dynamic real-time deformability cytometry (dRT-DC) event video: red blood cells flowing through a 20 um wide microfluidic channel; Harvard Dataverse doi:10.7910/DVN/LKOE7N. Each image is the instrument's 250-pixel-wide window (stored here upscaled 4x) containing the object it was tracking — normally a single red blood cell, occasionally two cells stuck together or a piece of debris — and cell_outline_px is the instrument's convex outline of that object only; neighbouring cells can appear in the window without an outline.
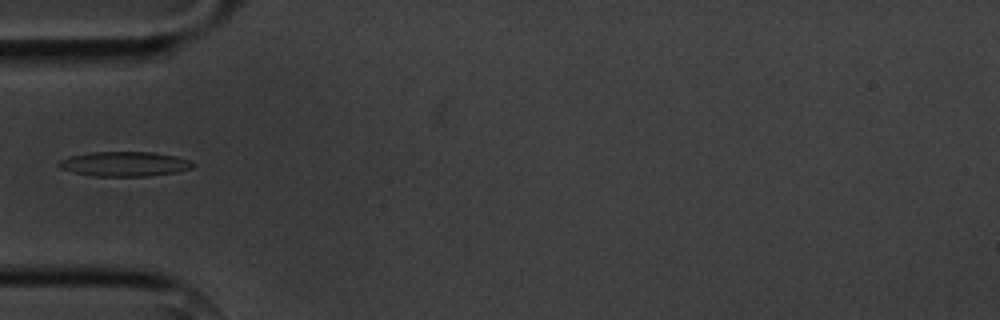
{"species": "common noctule bat (a hibernating species)", "species_latin": "Nyctalus noctula", "temperature_condition": "cold", "stored_images_in_passage": 1, "camera_frame_rate_fps": 3000, "um_per_image_px": 0.085, "animal": {"sex": "male", "body_mass_g": 20.1, "forearm_length_mm": 53.5}, "frame": {"image": 1, "passage_image": 1, "time_ms": 0.0, "image_size_px": [1000, 320], "cell_outline_px": [[196, 164], [192, 168], [176, 172], [148, 176], [92, 176], [60, 168], [56, 164], [60, 160], [68, 156], [88, 152], [152, 152], [176, 156], [192, 160]], "centroid_in_image_um": [10.6, 13.93], "position_along_channel_um": 74.4, "area_um2": 19.42}}